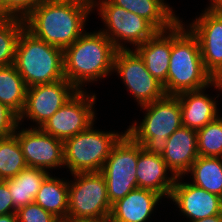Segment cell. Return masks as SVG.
<instances>
[{"label": "cell", "mask_w": 222, "mask_h": 222, "mask_svg": "<svg viewBox=\"0 0 222 222\" xmlns=\"http://www.w3.org/2000/svg\"><path fill=\"white\" fill-rule=\"evenodd\" d=\"M140 107L146 111L144 119L139 125L135 121L126 132L146 151L162 155L167 138L183 126L179 99L165 95Z\"/></svg>", "instance_id": "5b68a950"}, {"label": "cell", "mask_w": 222, "mask_h": 222, "mask_svg": "<svg viewBox=\"0 0 222 222\" xmlns=\"http://www.w3.org/2000/svg\"><path fill=\"white\" fill-rule=\"evenodd\" d=\"M0 222H18L17 214H5L0 215Z\"/></svg>", "instance_id": "8d00e7d4"}, {"label": "cell", "mask_w": 222, "mask_h": 222, "mask_svg": "<svg viewBox=\"0 0 222 222\" xmlns=\"http://www.w3.org/2000/svg\"><path fill=\"white\" fill-rule=\"evenodd\" d=\"M114 5L149 21L158 31L172 28L180 18L164 0H110Z\"/></svg>", "instance_id": "44dd1931"}, {"label": "cell", "mask_w": 222, "mask_h": 222, "mask_svg": "<svg viewBox=\"0 0 222 222\" xmlns=\"http://www.w3.org/2000/svg\"><path fill=\"white\" fill-rule=\"evenodd\" d=\"M93 125L63 142L64 166L71 174L101 172L112 148L126 133L94 130Z\"/></svg>", "instance_id": "8992f818"}, {"label": "cell", "mask_w": 222, "mask_h": 222, "mask_svg": "<svg viewBox=\"0 0 222 222\" xmlns=\"http://www.w3.org/2000/svg\"><path fill=\"white\" fill-rule=\"evenodd\" d=\"M191 222H222V214L213 215L204 219L194 220Z\"/></svg>", "instance_id": "e575fe53"}, {"label": "cell", "mask_w": 222, "mask_h": 222, "mask_svg": "<svg viewBox=\"0 0 222 222\" xmlns=\"http://www.w3.org/2000/svg\"><path fill=\"white\" fill-rule=\"evenodd\" d=\"M209 6L222 16V0H210Z\"/></svg>", "instance_id": "836d02e7"}, {"label": "cell", "mask_w": 222, "mask_h": 222, "mask_svg": "<svg viewBox=\"0 0 222 222\" xmlns=\"http://www.w3.org/2000/svg\"><path fill=\"white\" fill-rule=\"evenodd\" d=\"M96 99L95 93L78 91L40 129L63 142L87 130L97 119L93 110Z\"/></svg>", "instance_id": "30bf717a"}, {"label": "cell", "mask_w": 222, "mask_h": 222, "mask_svg": "<svg viewBox=\"0 0 222 222\" xmlns=\"http://www.w3.org/2000/svg\"><path fill=\"white\" fill-rule=\"evenodd\" d=\"M180 20L172 27V50L166 83V95H178L210 86V73L205 69L197 37ZM186 28V29H185Z\"/></svg>", "instance_id": "3957f363"}, {"label": "cell", "mask_w": 222, "mask_h": 222, "mask_svg": "<svg viewBox=\"0 0 222 222\" xmlns=\"http://www.w3.org/2000/svg\"><path fill=\"white\" fill-rule=\"evenodd\" d=\"M113 71H117L127 90L140 106L166 95L163 85L149 73L143 59L134 49L116 51Z\"/></svg>", "instance_id": "8fae6325"}, {"label": "cell", "mask_w": 222, "mask_h": 222, "mask_svg": "<svg viewBox=\"0 0 222 222\" xmlns=\"http://www.w3.org/2000/svg\"><path fill=\"white\" fill-rule=\"evenodd\" d=\"M27 86L14 64L0 67V103L18 117L26 102Z\"/></svg>", "instance_id": "cb8c5ba5"}, {"label": "cell", "mask_w": 222, "mask_h": 222, "mask_svg": "<svg viewBox=\"0 0 222 222\" xmlns=\"http://www.w3.org/2000/svg\"><path fill=\"white\" fill-rule=\"evenodd\" d=\"M24 19L0 17V67L14 64L16 47Z\"/></svg>", "instance_id": "4316f807"}, {"label": "cell", "mask_w": 222, "mask_h": 222, "mask_svg": "<svg viewBox=\"0 0 222 222\" xmlns=\"http://www.w3.org/2000/svg\"><path fill=\"white\" fill-rule=\"evenodd\" d=\"M186 27L197 37L204 67L211 74L222 66V16L208 6Z\"/></svg>", "instance_id": "9a60e30c"}, {"label": "cell", "mask_w": 222, "mask_h": 222, "mask_svg": "<svg viewBox=\"0 0 222 222\" xmlns=\"http://www.w3.org/2000/svg\"><path fill=\"white\" fill-rule=\"evenodd\" d=\"M168 170L161 155L142 148L138 155L136 170L138 188L149 189L169 198L176 177H169Z\"/></svg>", "instance_id": "ac0fdd59"}, {"label": "cell", "mask_w": 222, "mask_h": 222, "mask_svg": "<svg viewBox=\"0 0 222 222\" xmlns=\"http://www.w3.org/2000/svg\"><path fill=\"white\" fill-rule=\"evenodd\" d=\"M18 125V116L6 105L0 103V138L15 132Z\"/></svg>", "instance_id": "4dcf8cb0"}, {"label": "cell", "mask_w": 222, "mask_h": 222, "mask_svg": "<svg viewBox=\"0 0 222 222\" xmlns=\"http://www.w3.org/2000/svg\"><path fill=\"white\" fill-rule=\"evenodd\" d=\"M16 214L18 222H61L35 202L19 208Z\"/></svg>", "instance_id": "f546056e"}, {"label": "cell", "mask_w": 222, "mask_h": 222, "mask_svg": "<svg viewBox=\"0 0 222 222\" xmlns=\"http://www.w3.org/2000/svg\"><path fill=\"white\" fill-rule=\"evenodd\" d=\"M43 0H0V17L24 19Z\"/></svg>", "instance_id": "f1b7e54d"}, {"label": "cell", "mask_w": 222, "mask_h": 222, "mask_svg": "<svg viewBox=\"0 0 222 222\" xmlns=\"http://www.w3.org/2000/svg\"><path fill=\"white\" fill-rule=\"evenodd\" d=\"M69 182L50 174L41 184L35 203L61 222L67 219Z\"/></svg>", "instance_id": "603a6c76"}, {"label": "cell", "mask_w": 222, "mask_h": 222, "mask_svg": "<svg viewBox=\"0 0 222 222\" xmlns=\"http://www.w3.org/2000/svg\"><path fill=\"white\" fill-rule=\"evenodd\" d=\"M181 178L184 177L176 178L169 198L175 202L180 213L182 212L189 222L222 214V197L191 182H182Z\"/></svg>", "instance_id": "5bb4252c"}, {"label": "cell", "mask_w": 222, "mask_h": 222, "mask_svg": "<svg viewBox=\"0 0 222 222\" xmlns=\"http://www.w3.org/2000/svg\"><path fill=\"white\" fill-rule=\"evenodd\" d=\"M92 11V0H43L24 18L25 29L64 50L86 31Z\"/></svg>", "instance_id": "6da1fadb"}, {"label": "cell", "mask_w": 222, "mask_h": 222, "mask_svg": "<svg viewBox=\"0 0 222 222\" xmlns=\"http://www.w3.org/2000/svg\"><path fill=\"white\" fill-rule=\"evenodd\" d=\"M63 222H109V219H73V218H67Z\"/></svg>", "instance_id": "d590c367"}, {"label": "cell", "mask_w": 222, "mask_h": 222, "mask_svg": "<svg viewBox=\"0 0 222 222\" xmlns=\"http://www.w3.org/2000/svg\"><path fill=\"white\" fill-rule=\"evenodd\" d=\"M14 66L27 87L65 79L63 49L24 29L18 39Z\"/></svg>", "instance_id": "277c9868"}, {"label": "cell", "mask_w": 222, "mask_h": 222, "mask_svg": "<svg viewBox=\"0 0 222 222\" xmlns=\"http://www.w3.org/2000/svg\"><path fill=\"white\" fill-rule=\"evenodd\" d=\"M198 153L203 157H222V117L197 130Z\"/></svg>", "instance_id": "83f0119b"}, {"label": "cell", "mask_w": 222, "mask_h": 222, "mask_svg": "<svg viewBox=\"0 0 222 222\" xmlns=\"http://www.w3.org/2000/svg\"><path fill=\"white\" fill-rule=\"evenodd\" d=\"M171 173L177 177L188 175L192 163L199 157L197 131L182 126L167 138L161 155Z\"/></svg>", "instance_id": "2e32d148"}, {"label": "cell", "mask_w": 222, "mask_h": 222, "mask_svg": "<svg viewBox=\"0 0 222 222\" xmlns=\"http://www.w3.org/2000/svg\"><path fill=\"white\" fill-rule=\"evenodd\" d=\"M92 8H97L104 26L107 27L100 31L117 50L129 49L126 43H131L136 48L158 32L149 21L114 5L110 0H92Z\"/></svg>", "instance_id": "52a82bcc"}, {"label": "cell", "mask_w": 222, "mask_h": 222, "mask_svg": "<svg viewBox=\"0 0 222 222\" xmlns=\"http://www.w3.org/2000/svg\"><path fill=\"white\" fill-rule=\"evenodd\" d=\"M77 92L78 90L66 79L27 87L26 102L18 117V124L28 118L36 122L37 128H40Z\"/></svg>", "instance_id": "7c38bea8"}, {"label": "cell", "mask_w": 222, "mask_h": 222, "mask_svg": "<svg viewBox=\"0 0 222 222\" xmlns=\"http://www.w3.org/2000/svg\"><path fill=\"white\" fill-rule=\"evenodd\" d=\"M20 125H17L14 134L28 167L46 171L64 167L63 141L43 132L36 126L19 130Z\"/></svg>", "instance_id": "4fadbf2b"}, {"label": "cell", "mask_w": 222, "mask_h": 222, "mask_svg": "<svg viewBox=\"0 0 222 222\" xmlns=\"http://www.w3.org/2000/svg\"><path fill=\"white\" fill-rule=\"evenodd\" d=\"M210 86L222 92V66L210 74Z\"/></svg>", "instance_id": "d6a6232c"}, {"label": "cell", "mask_w": 222, "mask_h": 222, "mask_svg": "<svg viewBox=\"0 0 222 222\" xmlns=\"http://www.w3.org/2000/svg\"><path fill=\"white\" fill-rule=\"evenodd\" d=\"M69 182L67 218L109 219L112 205L101 172H78Z\"/></svg>", "instance_id": "ba28073f"}, {"label": "cell", "mask_w": 222, "mask_h": 222, "mask_svg": "<svg viewBox=\"0 0 222 222\" xmlns=\"http://www.w3.org/2000/svg\"><path fill=\"white\" fill-rule=\"evenodd\" d=\"M162 198L155 191L136 188L112 204L109 222H146Z\"/></svg>", "instance_id": "e0dca14e"}, {"label": "cell", "mask_w": 222, "mask_h": 222, "mask_svg": "<svg viewBox=\"0 0 222 222\" xmlns=\"http://www.w3.org/2000/svg\"><path fill=\"white\" fill-rule=\"evenodd\" d=\"M134 50L143 59L149 73L164 85L167 80L172 50V28L158 31Z\"/></svg>", "instance_id": "d6986e66"}, {"label": "cell", "mask_w": 222, "mask_h": 222, "mask_svg": "<svg viewBox=\"0 0 222 222\" xmlns=\"http://www.w3.org/2000/svg\"><path fill=\"white\" fill-rule=\"evenodd\" d=\"M117 49L100 30L84 32L63 50L64 76L78 91L112 74Z\"/></svg>", "instance_id": "7a4b0ae2"}, {"label": "cell", "mask_w": 222, "mask_h": 222, "mask_svg": "<svg viewBox=\"0 0 222 222\" xmlns=\"http://www.w3.org/2000/svg\"><path fill=\"white\" fill-rule=\"evenodd\" d=\"M27 167L16 135L0 138V180L13 178Z\"/></svg>", "instance_id": "484cf974"}, {"label": "cell", "mask_w": 222, "mask_h": 222, "mask_svg": "<svg viewBox=\"0 0 222 222\" xmlns=\"http://www.w3.org/2000/svg\"><path fill=\"white\" fill-rule=\"evenodd\" d=\"M142 148L127 132L112 148L101 170L106 180L107 196L111 205L138 188L136 170Z\"/></svg>", "instance_id": "9c48e42d"}, {"label": "cell", "mask_w": 222, "mask_h": 222, "mask_svg": "<svg viewBox=\"0 0 222 222\" xmlns=\"http://www.w3.org/2000/svg\"><path fill=\"white\" fill-rule=\"evenodd\" d=\"M188 173L193 185L222 197V157L199 156Z\"/></svg>", "instance_id": "d4e9b609"}, {"label": "cell", "mask_w": 222, "mask_h": 222, "mask_svg": "<svg viewBox=\"0 0 222 222\" xmlns=\"http://www.w3.org/2000/svg\"><path fill=\"white\" fill-rule=\"evenodd\" d=\"M49 174L46 170L27 167L15 177L3 180L10 191L13 206L18 210L33 203L41 184Z\"/></svg>", "instance_id": "7402d4cb"}, {"label": "cell", "mask_w": 222, "mask_h": 222, "mask_svg": "<svg viewBox=\"0 0 222 222\" xmlns=\"http://www.w3.org/2000/svg\"><path fill=\"white\" fill-rule=\"evenodd\" d=\"M7 184L0 180V215L16 213Z\"/></svg>", "instance_id": "1f68e13d"}, {"label": "cell", "mask_w": 222, "mask_h": 222, "mask_svg": "<svg viewBox=\"0 0 222 222\" xmlns=\"http://www.w3.org/2000/svg\"><path fill=\"white\" fill-rule=\"evenodd\" d=\"M204 90L206 91V88L176 95L180 102L184 127L197 131L219 116L216 98L204 94Z\"/></svg>", "instance_id": "ffe728a7"}]
</instances>
